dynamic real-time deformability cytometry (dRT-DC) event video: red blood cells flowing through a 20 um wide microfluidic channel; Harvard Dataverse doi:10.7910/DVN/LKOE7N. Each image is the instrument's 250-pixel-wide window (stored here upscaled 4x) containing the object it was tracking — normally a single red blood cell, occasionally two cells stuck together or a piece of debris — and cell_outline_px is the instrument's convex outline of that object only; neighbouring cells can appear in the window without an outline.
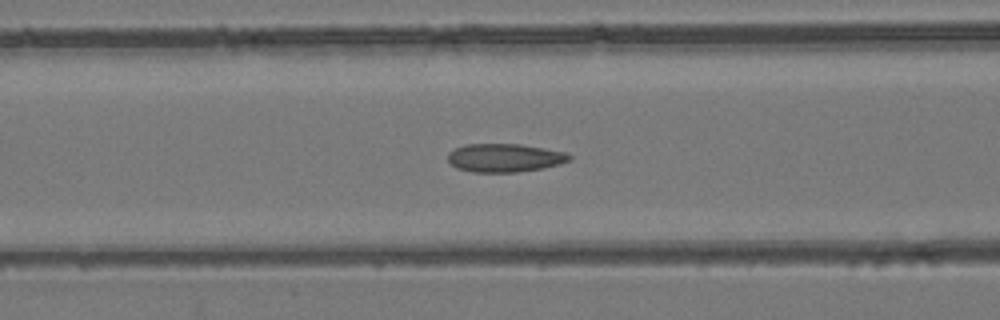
{"species": "common noctule bat (a hibernating species)", "species_latin": "Nyctalus noctula", "temperature_condition": "room temperature", "stored_images_in_passage": 57, "camera_frame_rate_fps": 3000, "um_per_image_px": 0.085, "animal": {"sex": "female", "body_mass_g": 24.6, "forearm_length_mm": 56.2}, "frame": {"image": 1, "passage_image": 24, "time_ms": 7.667, "image_size_px": [1000, 320], "cell_outline_px": [[572, 160], [560, 164], [544, 168], [516, 172], [472, 172], [456, 168], [448, 160], [448, 152], [464, 144], [520, 144], [564, 152], [572, 156]], "centroid_in_image_um": [42.89, 13.42], "position_along_channel_um": 123.7, "area_um2": 20.11}}
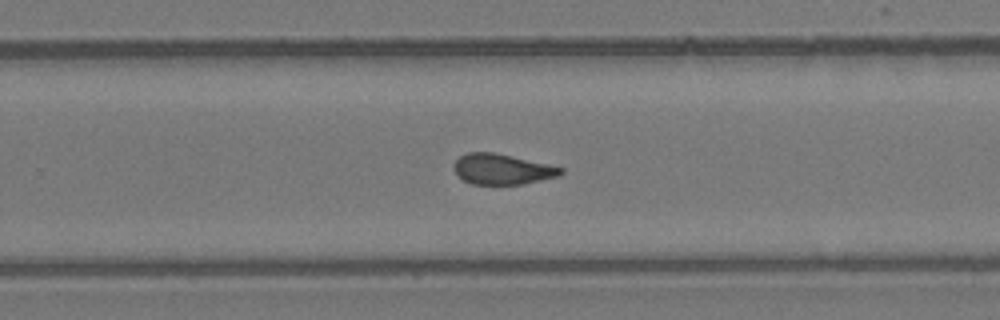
{"frame": {"image": 2, "passage_image": 37, "time_ms": 12.0, "image_size_px": [1000, 320], "cell_outline_px": [[564, 172], [560, 176], [524, 184], [472, 184], [464, 180], [452, 168], [452, 164], [460, 156], [468, 152], [492, 152], [512, 156], [548, 164], [564, 168]], "centroid_in_image_um": [42.7, 14.38], "position_along_channel_um": 287.1, "area_um2": 19.02}}
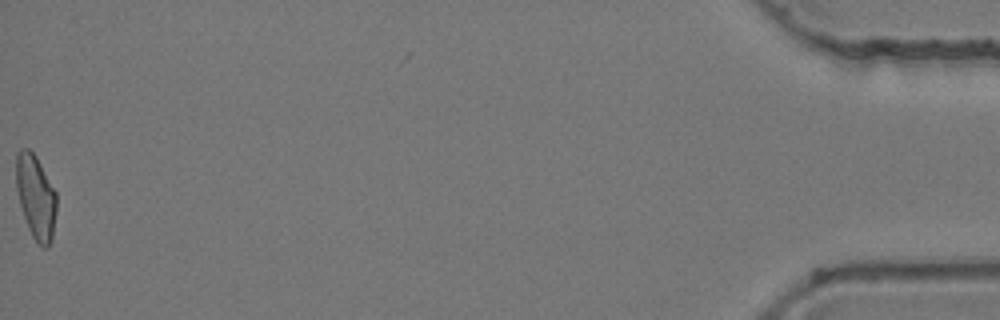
{"frame": {"image": 3, "passage_image": 57, "time_ms": 18.667, "image_size_px": [1000, 320], "cell_outline_px": [[56, 212], [52, 240], [48, 248], [44, 248], [32, 236], [28, 228], [20, 204], [16, 188], [16, 152], [20, 148], [28, 148], [36, 156], [56, 192]], "centroid_in_image_um": [3.04, 16.72], "position_along_channel_um": 432.2, "area_um2": 19.77}, "authors_computed_cell_mechanics": {"area_um2": 19.8832, "velocity_mm_per_s": 3.7709, "shape_relaxation_time_tau1_ms": null, "shape_relaxation_time_tau2_ms": 1.9954, "deformation_change_tau1": null, "deformation_change_tau2": 0.0846}}